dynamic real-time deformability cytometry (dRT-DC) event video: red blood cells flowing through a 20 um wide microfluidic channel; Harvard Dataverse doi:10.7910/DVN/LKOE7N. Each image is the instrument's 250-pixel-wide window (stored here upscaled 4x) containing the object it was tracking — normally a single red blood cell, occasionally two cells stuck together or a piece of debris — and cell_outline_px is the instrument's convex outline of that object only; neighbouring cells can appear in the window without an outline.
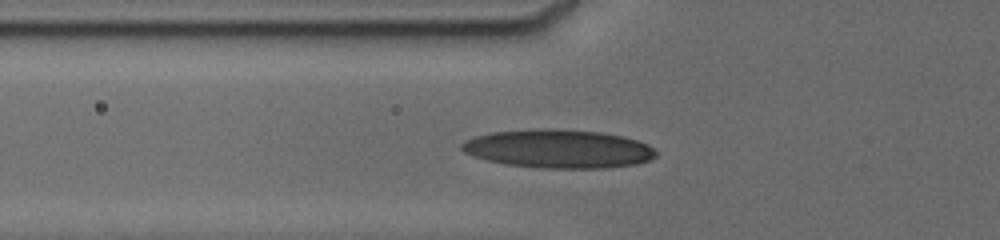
{"species": "human", "species_latin": "Homo sapiens", "temperature_condition": "cold", "stored_images_in_passage": 32, "camera_frame_rate_fps": 3000, "um_per_image_px": 0.085, "donor": {"sex": "male"}, "frame": {"image": 1, "passage_image": 7, "time_ms": 3.333, "image_size_px": [1000, 240], "cell_outline_px": [[656, 156], [648, 160], [636, 164], [604, 168], [540, 168], [504, 164], [472, 156], [464, 152], [460, 148], [460, 144], [464, 140], [476, 136], [492, 132], [548, 128], [600, 132], [624, 136], [648, 144], [656, 152]], "centroid_in_image_um": [47.44, 12.65], "position_along_channel_um": 78.4, "area_um2": 43.58}}
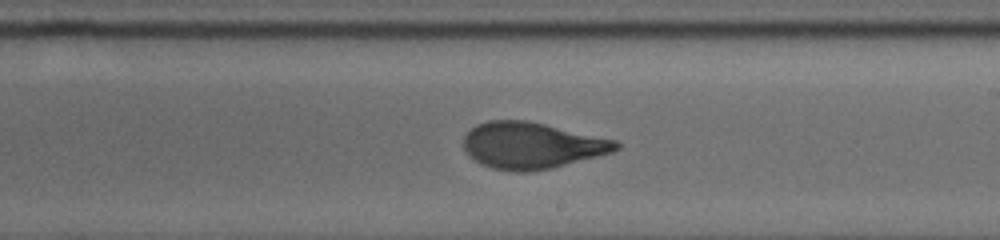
{"frame": {"image": 2, "passage_image": 17, "time_ms": 7.667, "image_size_px": [1000, 240], "cell_outline_px": [[620, 148], [612, 152], [552, 168], [532, 172], [516, 172], [492, 168], [480, 164], [468, 156], [464, 148], [464, 136], [476, 124], [488, 120], [524, 120], [544, 124], [616, 140], [620, 144]], "centroid_in_image_um": [45.16, 12.37], "position_along_channel_um": 243.8, "area_um2": 41.15}}
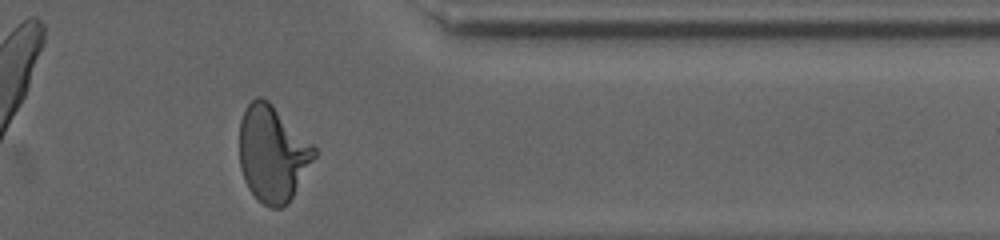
{"frame": {"image": 3, "passage_image": 28, "time_ms": 11.667, "image_size_px": [1000, 240], "cell_outline_px": [[316, 156], [288, 204], [280, 208], [268, 208], [256, 200], [248, 188], [244, 180], [240, 168], [240, 120], [248, 104], [256, 96], [260, 96], [268, 100], [316, 148]], "centroid_in_image_um": [23.15, 13.09], "position_along_channel_um": 388.2, "area_um2": 41.91}, "authors_computed_cell_mechanics": {"area_um2": 40.6912, "velocity_mm_per_s": 3.8085, "shape_relaxation_time_tau1_ms": 4.195, "shape_relaxation_time_tau2_ms": 0.7512, "deformation_change_tau1": 0.1938, "deformation_change_tau2": 0.0677}}